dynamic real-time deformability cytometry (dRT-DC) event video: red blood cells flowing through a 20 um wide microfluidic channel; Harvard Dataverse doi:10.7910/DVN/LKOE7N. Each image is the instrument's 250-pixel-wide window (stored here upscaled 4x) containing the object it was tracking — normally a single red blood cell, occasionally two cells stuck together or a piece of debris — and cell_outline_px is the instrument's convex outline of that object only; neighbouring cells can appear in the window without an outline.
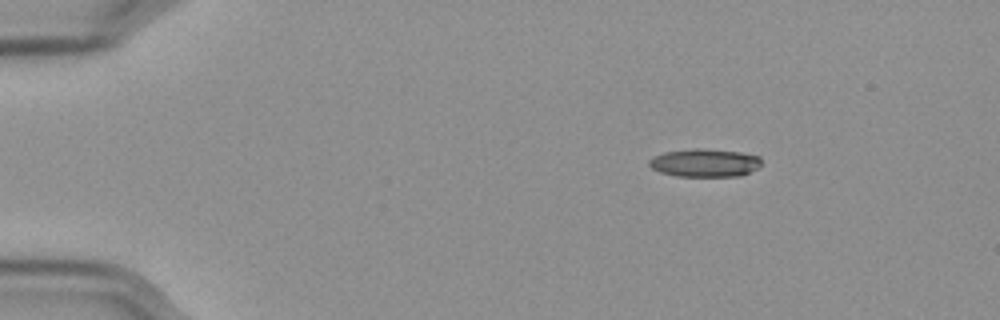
{"species": "Egyptian fruit bat (a non-hibernating species)", "species_latin": "Rousettus aegyptiacus", "temperature_condition": "cold", "stored_images_in_passage": 49, "camera_frame_rate_fps": 3000, "um_per_image_px": 0.085, "frame": {"image": 1, "passage_image": 1, "time_ms": 0.0, "image_size_px": [1000, 320], "cell_outline_px": [[760, 164], [756, 168], [740, 176], [676, 176], [660, 172], [652, 168], [648, 164], [648, 160], [652, 156], [664, 152], [696, 148], [704, 148], [740, 152], [760, 156]], "centroid_in_image_um": [59.86, 13.83], "position_along_channel_um": 25.1, "area_um2": 18.38}}
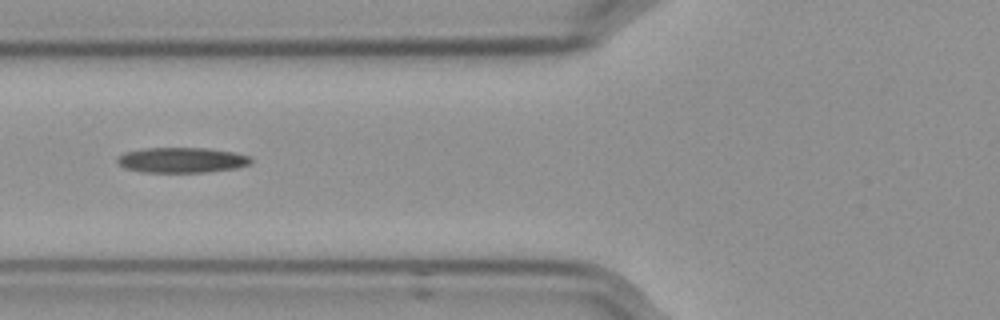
{"frame": {"image": 2, "passage_image": 15, "time_ms": 4.667, "image_size_px": [1000, 320], "cell_outline_px": [[252, 160], [248, 164], [236, 168], [204, 172], [140, 172], [124, 168], [116, 160], [124, 152], [144, 148], [208, 148], [232, 152], [248, 156]], "centroid_in_image_um": [15.41, 13.6], "position_along_channel_um": 110.4, "area_um2": 19.54}}
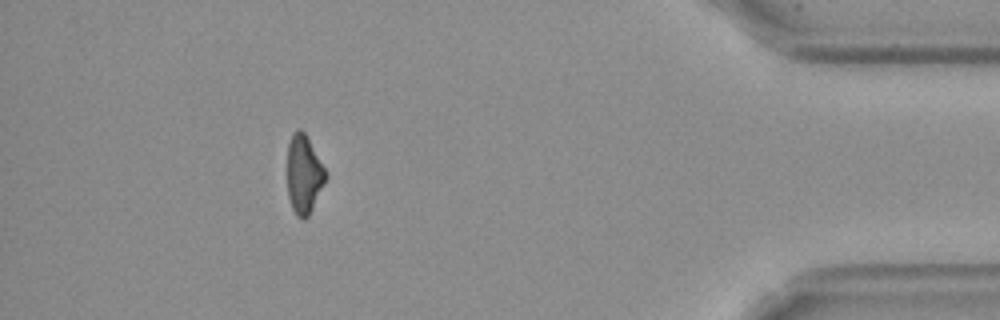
{"frame": {"image": 3, "passage_image": 44, "time_ms": 14.333, "image_size_px": [1000, 320], "cell_outline_px": [[328, 176], [308, 216], [304, 220], [296, 216], [292, 208], [288, 196], [288, 144], [292, 132], [296, 128], [300, 128], [304, 132], [324, 168]], "centroid_in_image_um": [25.81, 14.82], "position_along_channel_um": 409.4, "area_um2": 17.34}}